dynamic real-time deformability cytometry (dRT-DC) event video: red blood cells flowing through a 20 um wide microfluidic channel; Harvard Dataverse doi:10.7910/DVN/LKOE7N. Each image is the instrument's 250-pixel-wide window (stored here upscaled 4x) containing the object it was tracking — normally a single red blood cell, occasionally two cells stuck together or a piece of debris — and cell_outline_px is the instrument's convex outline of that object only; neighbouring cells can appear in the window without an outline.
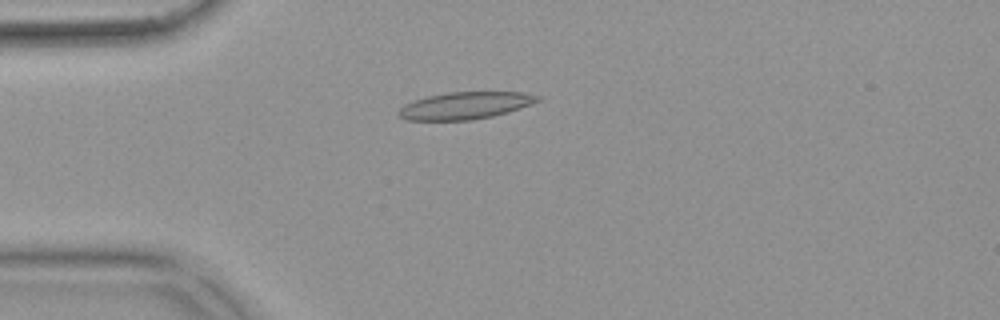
{"species": "common noctule bat (a hibernating species)", "species_latin": "Nyctalus noctula", "temperature_condition": "warm", "stored_images_in_passage": 54, "camera_frame_rate_fps": 3000, "um_per_image_px": 0.085, "animal": {"sex": "female", "body_mass_g": 18.4}, "frame": {"image": 1, "passage_image": 14, "time_ms": 4.333, "image_size_px": [1000, 320], "cell_outline_px": [[544, 100], [508, 112], [492, 116], [472, 120], [408, 120], [396, 116], [396, 112], [404, 104], [412, 100], [428, 96], [448, 92], [524, 92], [540, 96]], "centroid_in_image_um": [39.54, 8.97], "position_along_channel_um": 45.5, "area_um2": 22.25}}
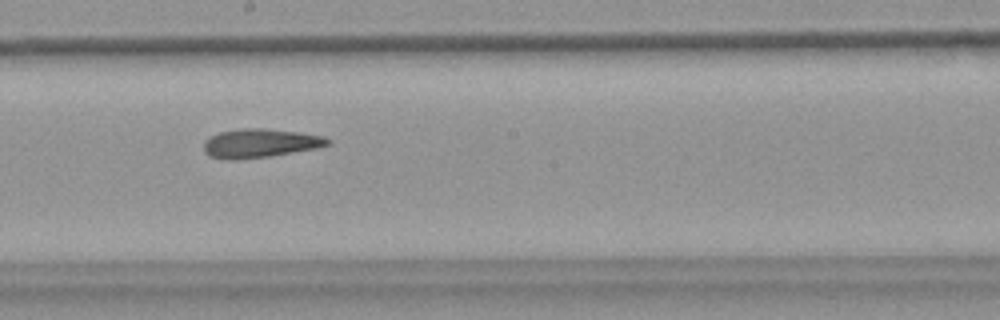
{"frame": {"image": 2, "passage_image": 30, "time_ms": 9.667, "image_size_px": [1000, 320], "cell_outline_px": [[332, 140], [328, 144], [316, 148], [268, 156], [236, 160], [228, 160], [208, 156], [204, 152], [204, 140], [220, 132], [244, 128], [264, 128], [300, 132], [324, 136]], "centroid_in_image_um": [22.08, 12.17], "position_along_channel_um": 226.1, "area_um2": 20.75}}
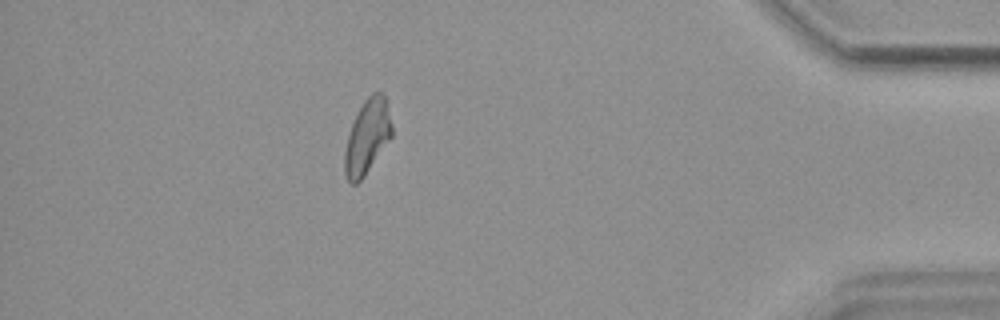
{"frame": {"image": 3, "passage_image": 48, "time_ms": 15.667, "image_size_px": [1000, 320], "cell_outline_px": [[392, 136], [364, 176], [356, 184], [352, 184], [348, 180], [344, 172], [344, 152], [348, 136], [352, 124], [364, 100], [372, 92], [380, 92], [384, 96], [392, 124]], "centroid_in_image_um": [31.21, 11.64], "position_along_channel_um": 404.0, "area_um2": 20.06}, "authors_computed_cell_mechanics": {"area_um2": 20.7213, "velocity_mm_per_s": 3.7336, "shape_relaxation_time_tau1_ms": null, "shape_relaxation_time_tau2_ms": 6.3309, "deformation_change_tau1": null, "deformation_change_tau2": 0.1619}}